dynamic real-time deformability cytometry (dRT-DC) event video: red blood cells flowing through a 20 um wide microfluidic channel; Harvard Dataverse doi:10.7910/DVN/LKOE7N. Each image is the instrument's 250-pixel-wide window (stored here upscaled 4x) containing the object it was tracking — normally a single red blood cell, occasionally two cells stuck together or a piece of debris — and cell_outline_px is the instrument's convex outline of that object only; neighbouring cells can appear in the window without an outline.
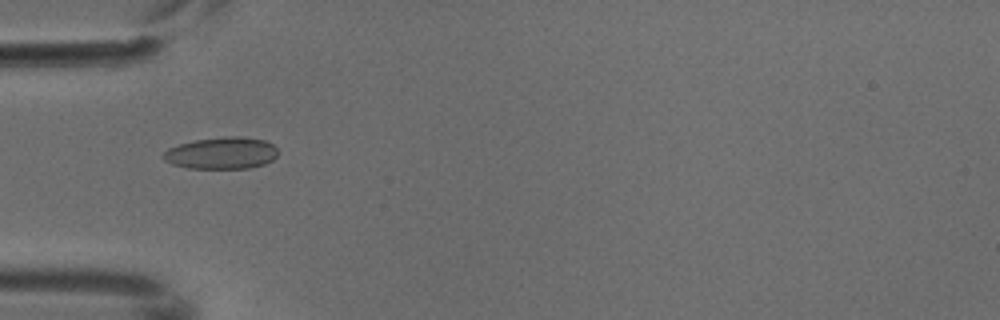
{"species": "common noctule bat (a hibernating species)", "species_latin": "Nyctalus noctula", "temperature_condition": "cold", "stored_images_in_passage": 2, "camera_frame_rate_fps": 3000, "um_per_image_px": 0.085, "animal": {"sex": "male", "body_mass_g": 18.8}, "frame": {"image": 1, "passage_image": 1, "time_ms": 0.0, "image_size_px": [1000, 320], "cell_outline_px": [[276, 156], [272, 160], [264, 164], [248, 168], [188, 168], [172, 164], [164, 160], [160, 156], [168, 148], [180, 144], [196, 140], [224, 136], [240, 136], [264, 140], [272, 144], [276, 148]], "centroid_in_image_um": [18.8, 13.01], "position_along_channel_um": 66.2, "area_um2": 21.21}}
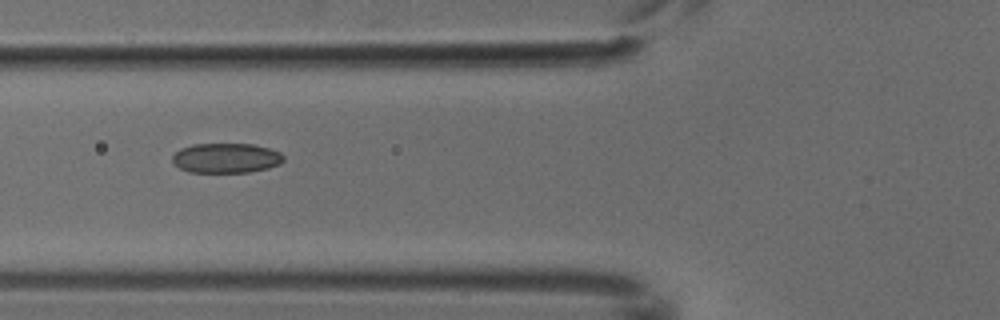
{"frame": {"image": 2, "passage_image": 2, "time_ms": 0.333, "image_size_px": [1000, 320], "cell_outline_px": [[284, 160], [280, 164], [268, 168], [248, 172], [188, 172], [172, 164], [172, 156], [180, 148], [192, 144], [252, 144], [268, 148], [280, 152], [284, 156]], "centroid_in_image_um": [19.2, 13.43], "position_along_channel_um": 106.6, "area_um2": 19.42}}